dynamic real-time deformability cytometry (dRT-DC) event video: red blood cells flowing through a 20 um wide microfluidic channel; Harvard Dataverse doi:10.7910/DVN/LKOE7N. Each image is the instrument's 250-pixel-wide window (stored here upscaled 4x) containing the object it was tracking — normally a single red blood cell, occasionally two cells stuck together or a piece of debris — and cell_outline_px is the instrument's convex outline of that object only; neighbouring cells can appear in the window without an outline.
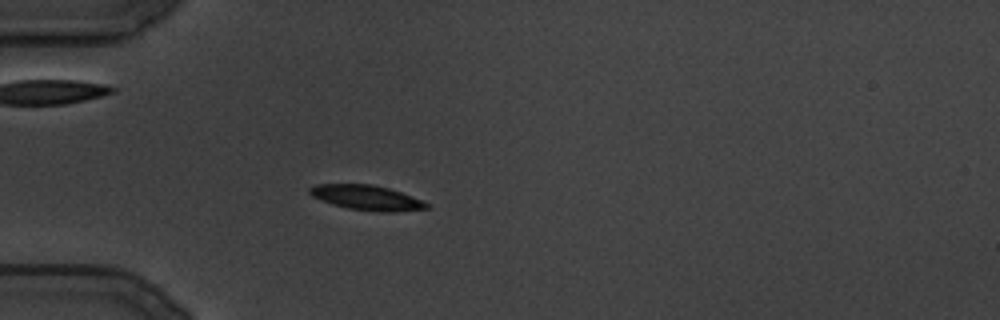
{"species": "common noctule bat (a hibernating species)", "species_latin": "Nyctalus noctula", "temperature_condition": "cold", "stored_images_in_passage": 90, "camera_frame_rate_fps": 3000, "um_per_image_px": 0.085, "animal": {"sex": "male", "body_mass_g": 19.5, "forearm_length_mm": 54.6}, "frame": {"image": 1, "passage_image": 2, "time_ms": 0.333, "image_size_px": [1000, 320], "cell_outline_px": [[428, 208], [396, 212], [388, 212], [348, 208], [332, 204], [320, 200], [312, 196], [308, 192], [308, 188], [316, 184], [372, 184], [388, 188], [412, 196], [428, 204]], "centroid_in_image_um": [31.12, 16.79], "position_along_channel_um": 53.9, "area_um2": 16.76}}
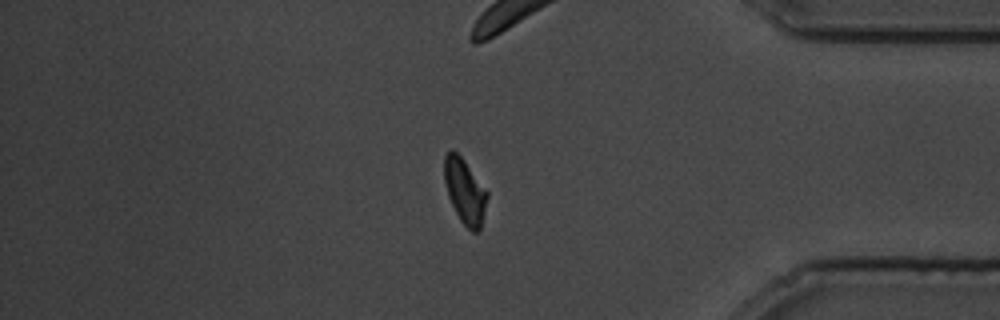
{"frame": {"image": 2, "passage_image": 71, "time_ms": 23.333, "image_size_px": [1000, 320], "cell_outline_px": [[488, 196], [480, 232], [472, 232], [460, 220], [448, 196], [444, 180], [444, 156], [452, 148], [464, 160], [488, 192]], "centroid_in_image_um": [39.51, 16.26], "position_along_channel_um": 395.7, "area_um2": 16.18}}
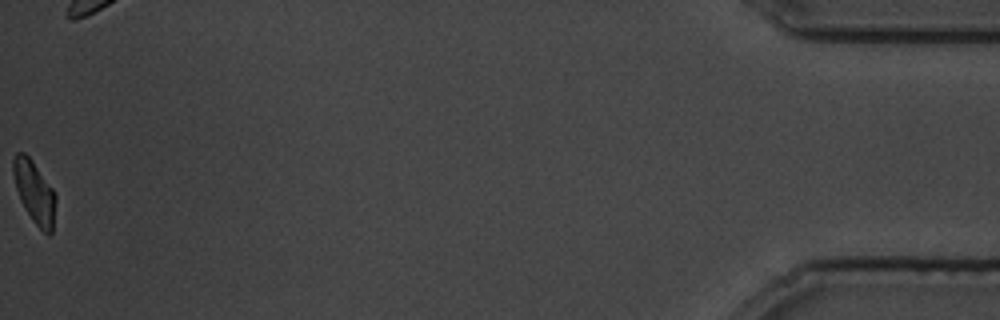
{"frame": {"image": 3, "passage_image": 90, "time_ms": 29.667, "image_size_px": [1000, 320], "cell_outline_px": [[56, 200], [52, 232], [48, 236], [32, 220], [20, 200], [16, 188], [12, 172], [12, 160], [16, 152], [24, 152], [32, 160], [52, 188], [56, 196]], "centroid_in_image_um": [2.91, 16.31], "position_along_channel_um": 432.3, "area_um2": 15.37}}